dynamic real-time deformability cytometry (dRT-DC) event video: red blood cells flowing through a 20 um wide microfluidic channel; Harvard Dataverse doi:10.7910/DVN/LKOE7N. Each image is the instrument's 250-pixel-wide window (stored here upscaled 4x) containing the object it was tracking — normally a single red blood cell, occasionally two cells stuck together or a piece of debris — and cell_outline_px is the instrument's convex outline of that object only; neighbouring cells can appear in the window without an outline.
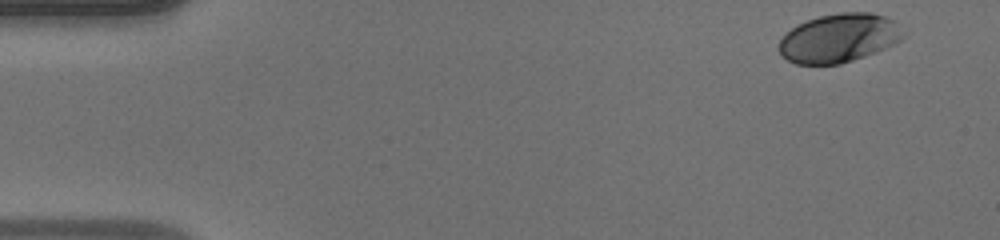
{"species": "human", "species_latin": "Homo sapiens", "temperature_condition": "warm", "stored_images_in_passage": 47, "camera_frame_rate_fps": 3000, "um_per_image_px": 0.085, "donor": {"sex": "male"}, "frame": {"image": 1, "passage_image": 1, "time_ms": 0.0, "image_size_px": [1000, 240], "cell_outline_px": [[904, 36], [900, 40], [876, 52], [840, 64], [796, 64], [788, 60], [780, 52], [780, 40], [796, 24], [820, 16], [840, 12], [872, 12], [884, 16], [892, 20]], "centroid_in_image_um": [71.29, 3.23], "position_along_channel_um": 13.7, "area_um2": 34.68}}
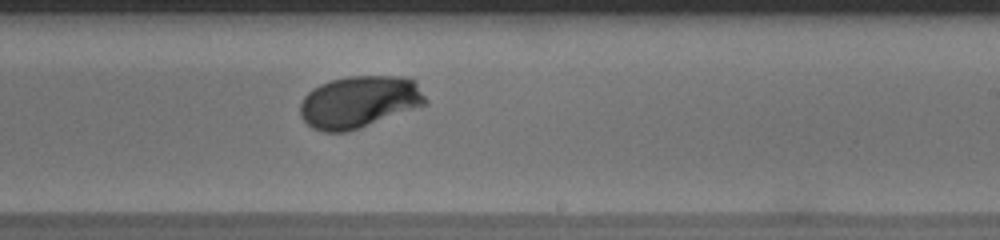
{"frame": {"image": 2, "passage_image": 28, "time_ms": 9.0, "image_size_px": [1000, 240], "cell_outline_px": [[428, 104], [360, 128], [348, 132], [324, 132], [312, 128], [300, 116], [300, 104], [304, 96], [312, 88], [320, 84], [332, 80], [348, 76], [400, 76], [416, 80], [428, 100]], "centroid_in_image_um": [30.55, 8.66], "position_along_channel_um": 258.4, "area_um2": 38.32}}
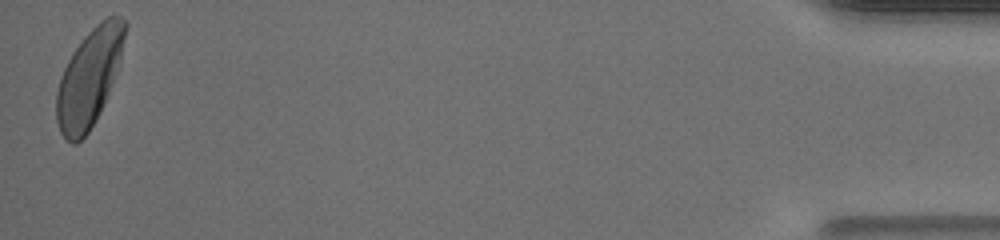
{"frame": {"image": 3, "passage_image": 47, "time_ms": 15.333, "image_size_px": [1000, 240], "cell_outline_px": [[128, 24], [120, 60], [108, 92], [100, 112], [88, 132], [76, 144], [72, 144], [60, 132], [56, 120], [56, 92], [60, 76], [72, 52], [88, 32], [100, 20], [108, 16], [120, 16]], "centroid_in_image_um": [7.57, 6.59], "position_along_channel_um": 427.6, "area_um2": 38.55}, "authors_computed_cell_mechanics": {"area_um2": 37.1076, "velocity_mm_per_s": 4.1108, "shape_relaxation_time_tau1_ms": 2.3332, "shape_relaxation_time_tau2_ms": null, "deformation_change_tau1": 0.1481, "deformation_change_tau2": null}}